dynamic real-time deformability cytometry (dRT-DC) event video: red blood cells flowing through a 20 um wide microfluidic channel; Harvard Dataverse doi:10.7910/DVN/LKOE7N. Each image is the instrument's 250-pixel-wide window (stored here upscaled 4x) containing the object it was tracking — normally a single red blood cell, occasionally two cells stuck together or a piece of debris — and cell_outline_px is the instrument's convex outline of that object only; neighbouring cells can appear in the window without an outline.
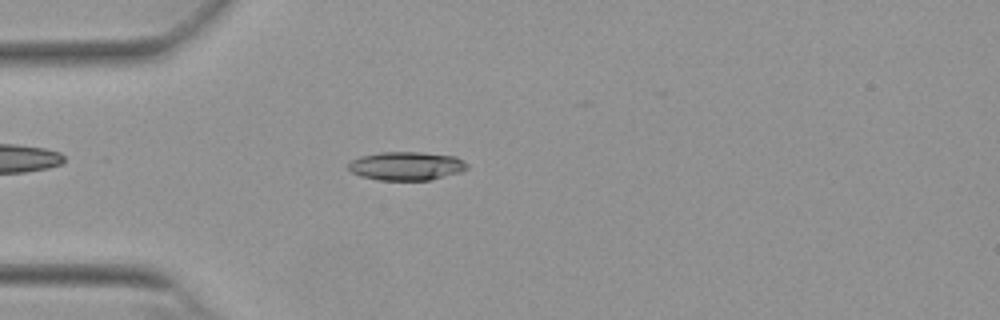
{"species": "Egyptian fruit bat (a non-hibernating species)", "species_latin": "Rousettus aegyptiacus", "temperature_condition": "warm", "stored_images_in_passage": 42, "camera_frame_rate_fps": 3000, "um_per_image_px": 0.085, "animal": {"sex": "female"}, "frame": {"image": 1, "passage_image": 14, "time_ms": 4.333, "image_size_px": [1000, 320], "cell_outline_px": [[468, 168], [460, 172], [428, 180], [380, 180], [360, 176], [352, 172], [348, 168], [348, 164], [352, 160], [360, 156], [380, 152], [424, 152], [456, 156], [468, 164]], "centroid_in_image_um": [34.54, 14.1], "position_along_channel_um": 50.5, "area_um2": 19.77}}
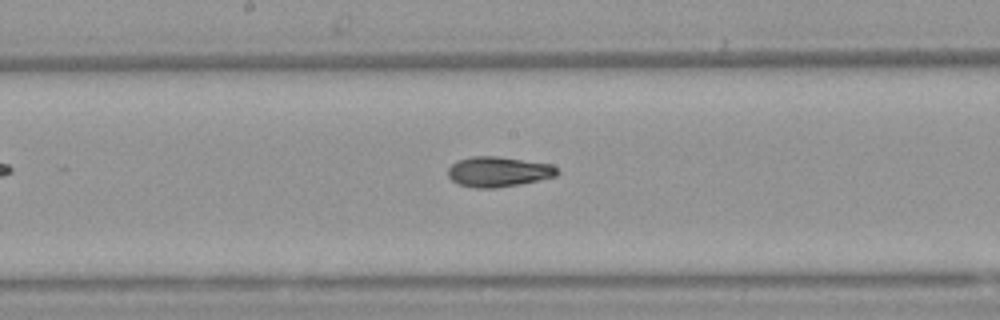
{"frame": {"image": 2, "passage_image": 27, "time_ms": 8.667, "image_size_px": [1000, 320], "cell_outline_px": [[560, 172], [556, 176], [520, 184], [496, 188], [472, 188], [456, 184], [448, 176], [448, 168], [456, 160], [472, 156], [496, 156], [552, 164]], "centroid_in_image_um": [42.33, 14.6], "position_along_channel_um": 205.9, "area_um2": 19.36}}
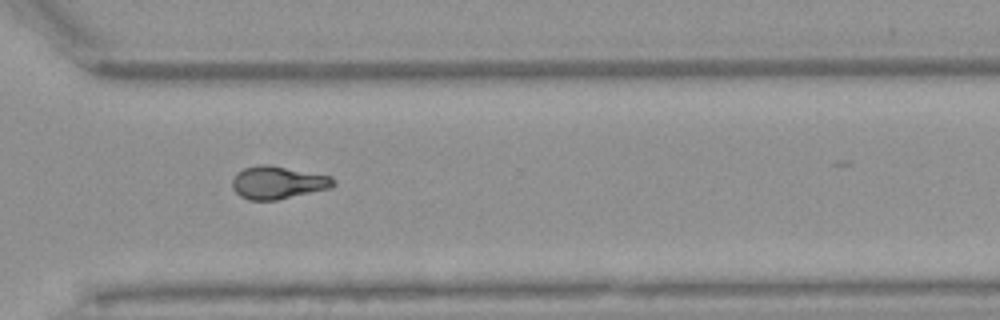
{"frame": {"image": 3, "passage_image": 38, "time_ms": 12.333, "image_size_px": [1000, 320], "cell_outline_px": [[336, 184], [332, 188], [276, 200], [248, 200], [240, 196], [232, 188], [232, 180], [236, 172], [244, 168], [260, 164], [268, 164], [332, 176], [336, 180]], "centroid_in_image_um": [23.63, 15.51], "position_along_channel_um": 347.0, "area_um2": 19.54}}